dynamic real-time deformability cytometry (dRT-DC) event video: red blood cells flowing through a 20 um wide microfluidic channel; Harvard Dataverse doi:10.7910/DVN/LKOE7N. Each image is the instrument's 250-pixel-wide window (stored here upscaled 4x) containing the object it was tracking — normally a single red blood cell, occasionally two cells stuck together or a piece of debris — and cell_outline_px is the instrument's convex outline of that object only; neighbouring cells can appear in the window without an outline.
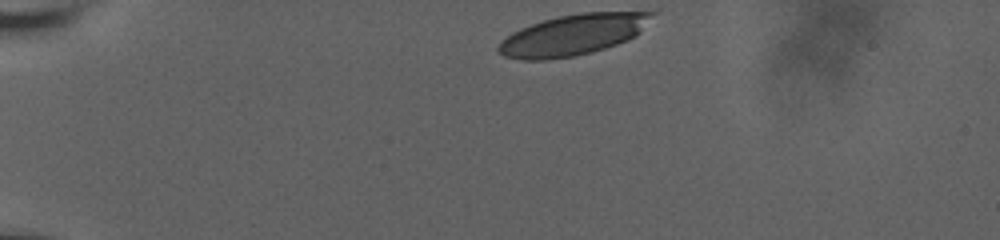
{"species": "human", "species_latin": "Homo sapiens", "temperature_condition": "room temperature", "stored_images_in_passage": 38, "camera_frame_rate_fps": 3000, "um_per_image_px": 0.085, "donor": {"sex": "male"}, "frame": {"image": 1, "passage_image": 1, "time_ms": 0.0, "image_size_px": [1000, 240], "cell_outline_px": [[656, 12], [640, 32], [616, 44], [604, 48], [576, 56], [544, 60], [520, 60], [504, 56], [496, 52], [496, 48], [500, 40], [512, 32], [520, 28], [556, 16], [580, 12]], "centroid_in_image_um": [48.61, 2.97], "position_along_channel_um": 36.4, "area_um2": 36.41}}
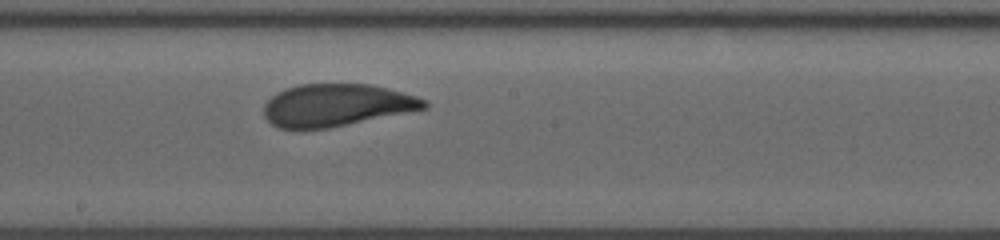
{"frame": {"image": 2, "passage_image": 22, "time_ms": 7.0, "image_size_px": [1000, 240], "cell_outline_px": [[428, 108], [328, 128], [280, 128], [272, 124], [264, 116], [264, 104], [276, 92], [284, 88], [300, 84], [368, 84], [388, 88], [416, 96], [428, 100]], "centroid_in_image_um": [28.6, 8.92], "position_along_channel_um": 219.6, "area_um2": 39.42}}
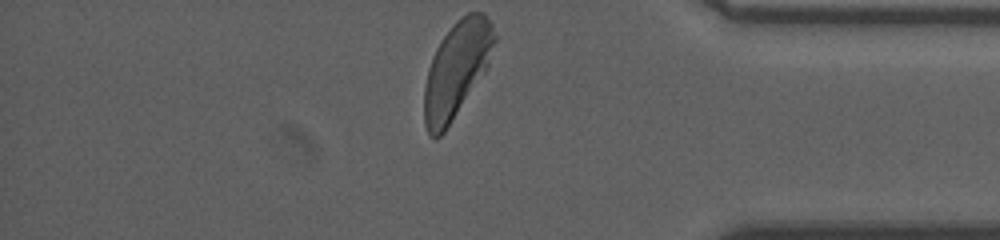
{"frame": {"image": 3, "passage_image": 38, "time_ms": 12.333, "image_size_px": [1000, 240], "cell_outline_px": [[496, 40], [488, 68], [444, 132], [436, 140], [428, 136], [424, 124], [424, 88], [428, 68], [432, 56], [440, 40], [456, 20], [468, 12], [484, 12], [492, 24], [496, 36]], "centroid_in_image_um": [38.81, 5.92], "position_along_channel_um": 396.4, "area_um2": 39.54}, "authors_computed_cell_mechanics": {"area_um2": 40.1132, "velocity_mm_per_s": 3.6571, "shape_relaxation_time_tau1_ms": 5.2785, "shape_relaxation_time_tau2_ms": 0.8758, "deformation_change_tau1": 0.1987, "deformation_change_tau2": 0.0646}}